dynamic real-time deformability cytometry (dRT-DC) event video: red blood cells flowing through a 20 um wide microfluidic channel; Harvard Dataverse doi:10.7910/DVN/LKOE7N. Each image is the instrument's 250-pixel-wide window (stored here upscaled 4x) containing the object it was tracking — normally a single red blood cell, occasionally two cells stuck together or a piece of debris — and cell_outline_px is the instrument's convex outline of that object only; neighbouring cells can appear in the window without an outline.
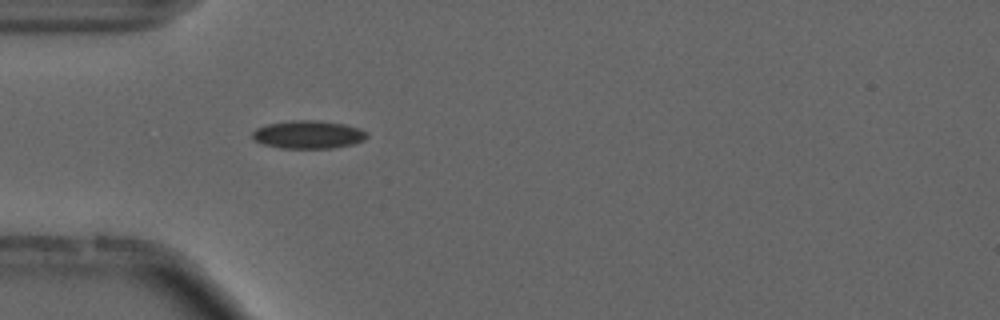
{"species": "common noctule bat (a hibernating species)", "species_latin": "Nyctalus noctula", "temperature_condition": "cold", "stored_images_in_passage": 54, "camera_frame_rate_fps": 3000, "um_per_image_px": 0.085, "animal": {"sex": "male", "forearm_length_mm": 52.5}, "frame": {"image": 1, "passage_image": 16, "time_ms": 5.0, "image_size_px": [1000, 320], "cell_outline_px": [[368, 136], [364, 140], [352, 144], [332, 148], [280, 148], [260, 144], [252, 140], [252, 132], [256, 128], [268, 124], [292, 120], [316, 120], [344, 124], [360, 128], [368, 132]], "centroid_in_image_um": [26.18, 11.44], "position_along_channel_um": 58.8, "area_um2": 18.9}, "authors_computed_cell_mechanics": {"area_um2": 17.4556, "velocity_mm_per_s": 3.7327, "shape_relaxation_time_tau1_ms": null, "shape_relaxation_time_tau2_ms": 4.1485, "deformation_change_tau1": null, "deformation_change_tau2": 0.0909}}